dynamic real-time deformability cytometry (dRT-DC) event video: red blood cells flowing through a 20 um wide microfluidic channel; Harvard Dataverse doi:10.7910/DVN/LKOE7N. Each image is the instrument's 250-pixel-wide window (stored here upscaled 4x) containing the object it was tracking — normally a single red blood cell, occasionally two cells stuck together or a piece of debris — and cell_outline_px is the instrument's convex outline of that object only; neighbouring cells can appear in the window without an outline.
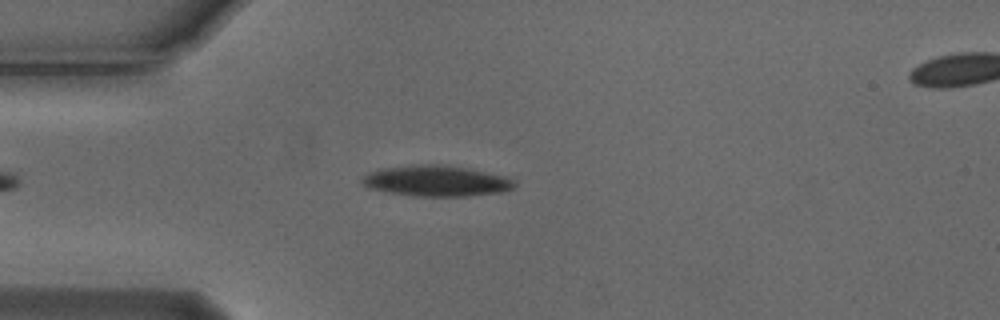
{"species": "Egyptian fruit bat (a non-hibernating species)", "species_latin": "Rousettus aegyptiacus", "temperature_condition": "cold", "stored_images_in_passage": 44, "camera_frame_rate_fps": 3000, "um_per_image_px": 0.085, "animal": {"sex": "male"}, "frame": {"image": 1, "passage_image": 7, "time_ms": 2.0, "image_size_px": [1000, 320], "cell_outline_px": [[516, 188], [504, 192], [468, 196], [412, 196], [388, 192], [368, 188], [360, 180], [368, 172], [380, 168], [412, 164], [444, 164], [472, 168], [504, 176], [516, 180]], "centroid_in_image_um": [37.12, 15.36], "position_along_channel_um": 47.9, "area_um2": 27.98}}
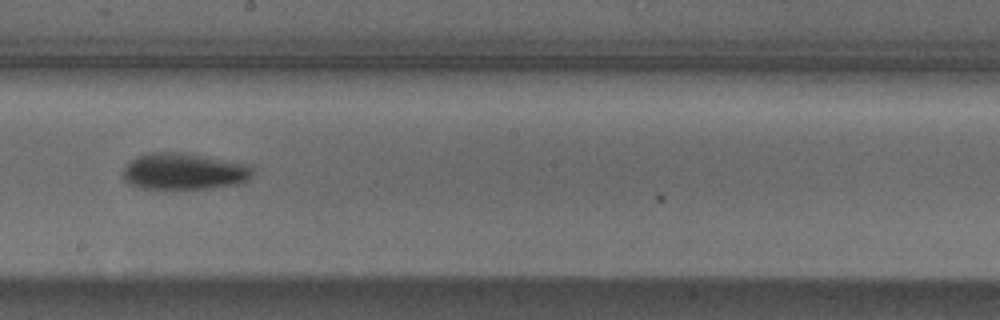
{"frame": {"image": 2, "passage_image": 23, "time_ms": 7.333, "image_size_px": [1000, 320], "cell_outline_px": [[252, 176], [248, 180], [240, 184], [208, 188], [140, 188], [124, 180], [124, 168], [136, 156], [148, 152], [184, 152], [252, 164]], "centroid_in_image_um": [15.7, 14.55], "position_along_channel_um": 232.5, "area_um2": 27.74}}
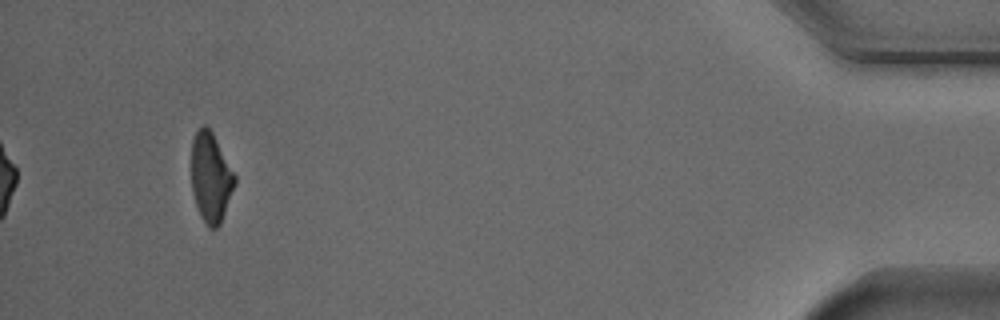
{"frame": {"image": 3, "passage_image": 44, "time_ms": 14.333, "image_size_px": [1000, 320], "cell_outline_px": [[236, 184], [220, 224], [216, 228], [208, 228], [200, 216], [192, 192], [192, 140], [196, 132], [204, 124], [212, 132], [236, 176]], "centroid_in_image_um": [17.92, 15.11], "position_along_channel_um": 417.3, "area_um2": 22.48}, "authors_computed_cell_mechanics": {"area_um2": 26.4724, "velocity_mm_per_s": 3.7123, "shape_relaxation_time_tau1_ms": 2.5685, "shape_relaxation_time_tau2_ms": 7.5222, "deformation_change_tau1": 0.128, "deformation_change_tau2": 0.1496}}